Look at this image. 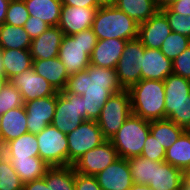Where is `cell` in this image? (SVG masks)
Instances as JSON below:
<instances>
[{
    "label": "cell",
    "instance_id": "6da1fadb",
    "mask_svg": "<svg viewBox=\"0 0 190 190\" xmlns=\"http://www.w3.org/2000/svg\"><path fill=\"white\" fill-rule=\"evenodd\" d=\"M124 89L115 69L90 64L86 70L70 75L61 92L82 95L87 120H97L107 100Z\"/></svg>",
    "mask_w": 190,
    "mask_h": 190
},
{
    "label": "cell",
    "instance_id": "7a4b0ae2",
    "mask_svg": "<svg viewBox=\"0 0 190 190\" xmlns=\"http://www.w3.org/2000/svg\"><path fill=\"white\" fill-rule=\"evenodd\" d=\"M128 92L132 114L148 121L165 119L164 81L141 79Z\"/></svg>",
    "mask_w": 190,
    "mask_h": 190
},
{
    "label": "cell",
    "instance_id": "3957f363",
    "mask_svg": "<svg viewBox=\"0 0 190 190\" xmlns=\"http://www.w3.org/2000/svg\"><path fill=\"white\" fill-rule=\"evenodd\" d=\"M92 30L98 40H132L138 38L139 24L116 6H104L96 10Z\"/></svg>",
    "mask_w": 190,
    "mask_h": 190
},
{
    "label": "cell",
    "instance_id": "277c9868",
    "mask_svg": "<svg viewBox=\"0 0 190 190\" xmlns=\"http://www.w3.org/2000/svg\"><path fill=\"white\" fill-rule=\"evenodd\" d=\"M97 40L92 28L74 35H64L58 57L65 65L69 76L86 70L91 64L90 56L97 44Z\"/></svg>",
    "mask_w": 190,
    "mask_h": 190
},
{
    "label": "cell",
    "instance_id": "5b68a950",
    "mask_svg": "<svg viewBox=\"0 0 190 190\" xmlns=\"http://www.w3.org/2000/svg\"><path fill=\"white\" fill-rule=\"evenodd\" d=\"M150 133V121L131 114L109 140L121 158L140 156Z\"/></svg>",
    "mask_w": 190,
    "mask_h": 190
},
{
    "label": "cell",
    "instance_id": "8992f818",
    "mask_svg": "<svg viewBox=\"0 0 190 190\" xmlns=\"http://www.w3.org/2000/svg\"><path fill=\"white\" fill-rule=\"evenodd\" d=\"M131 114L132 108L128 90L113 94L101 108V114L96 120L103 137L110 140Z\"/></svg>",
    "mask_w": 190,
    "mask_h": 190
},
{
    "label": "cell",
    "instance_id": "52a82bcc",
    "mask_svg": "<svg viewBox=\"0 0 190 190\" xmlns=\"http://www.w3.org/2000/svg\"><path fill=\"white\" fill-rule=\"evenodd\" d=\"M86 120L87 115L84 110L82 95L58 92L55 114L51 125L67 135Z\"/></svg>",
    "mask_w": 190,
    "mask_h": 190
},
{
    "label": "cell",
    "instance_id": "ba28073f",
    "mask_svg": "<svg viewBox=\"0 0 190 190\" xmlns=\"http://www.w3.org/2000/svg\"><path fill=\"white\" fill-rule=\"evenodd\" d=\"M39 157L50 167L68 165V140L64 132L53 125L36 134Z\"/></svg>",
    "mask_w": 190,
    "mask_h": 190
},
{
    "label": "cell",
    "instance_id": "9c48e42d",
    "mask_svg": "<svg viewBox=\"0 0 190 190\" xmlns=\"http://www.w3.org/2000/svg\"><path fill=\"white\" fill-rule=\"evenodd\" d=\"M68 140V165H73L84 153L100 146L106 139L95 120L83 121L66 135Z\"/></svg>",
    "mask_w": 190,
    "mask_h": 190
},
{
    "label": "cell",
    "instance_id": "30bf717a",
    "mask_svg": "<svg viewBox=\"0 0 190 190\" xmlns=\"http://www.w3.org/2000/svg\"><path fill=\"white\" fill-rule=\"evenodd\" d=\"M144 50L145 47L138 38L127 40L124 51L115 68L118 81L124 90H128L141 80Z\"/></svg>",
    "mask_w": 190,
    "mask_h": 190
},
{
    "label": "cell",
    "instance_id": "8fae6325",
    "mask_svg": "<svg viewBox=\"0 0 190 190\" xmlns=\"http://www.w3.org/2000/svg\"><path fill=\"white\" fill-rule=\"evenodd\" d=\"M118 158V151L106 140L100 146L84 153L72 166L77 173L95 176Z\"/></svg>",
    "mask_w": 190,
    "mask_h": 190
},
{
    "label": "cell",
    "instance_id": "7c38bea8",
    "mask_svg": "<svg viewBox=\"0 0 190 190\" xmlns=\"http://www.w3.org/2000/svg\"><path fill=\"white\" fill-rule=\"evenodd\" d=\"M9 82L21 92L24 103L58 94L54 87L32 67L11 78Z\"/></svg>",
    "mask_w": 190,
    "mask_h": 190
},
{
    "label": "cell",
    "instance_id": "4fadbf2b",
    "mask_svg": "<svg viewBox=\"0 0 190 190\" xmlns=\"http://www.w3.org/2000/svg\"><path fill=\"white\" fill-rule=\"evenodd\" d=\"M27 113V129L32 134L40 133L51 125L56 108V95L37 98L24 103Z\"/></svg>",
    "mask_w": 190,
    "mask_h": 190
},
{
    "label": "cell",
    "instance_id": "5bb4252c",
    "mask_svg": "<svg viewBox=\"0 0 190 190\" xmlns=\"http://www.w3.org/2000/svg\"><path fill=\"white\" fill-rule=\"evenodd\" d=\"M95 176L102 190H129L134 184L128 159L121 157Z\"/></svg>",
    "mask_w": 190,
    "mask_h": 190
},
{
    "label": "cell",
    "instance_id": "9a60e30c",
    "mask_svg": "<svg viewBox=\"0 0 190 190\" xmlns=\"http://www.w3.org/2000/svg\"><path fill=\"white\" fill-rule=\"evenodd\" d=\"M98 8L62 5L58 27L64 35H74L92 28L95 12Z\"/></svg>",
    "mask_w": 190,
    "mask_h": 190
},
{
    "label": "cell",
    "instance_id": "2e32d148",
    "mask_svg": "<svg viewBox=\"0 0 190 190\" xmlns=\"http://www.w3.org/2000/svg\"><path fill=\"white\" fill-rule=\"evenodd\" d=\"M170 33L166 16L158 10L149 20L139 24L138 39L146 48L160 49Z\"/></svg>",
    "mask_w": 190,
    "mask_h": 190
},
{
    "label": "cell",
    "instance_id": "e0dca14e",
    "mask_svg": "<svg viewBox=\"0 0 190 190\" xmlns=\"http://www.w3.org/2000/svg\"><path fill=\"white\" fill-rule=\"evenodd\" d=\"M172 73V61L160 49L145 47L142 57L141 79L164 81Z\"/></svg>",
    "mask_w": 190,
    "mask_h": 190
},
{
    "label": "cell",
    "instance_id": "ac0fdd59",
    "mask_svg": "<svg viewBox=\"0 0 190 190\" xmlns=\"http://www.w3.org/2000/svg\"><path fill=\"white\" fill-rule=\"evenodd\" d=\"M63 37L64 33L58 26H50L40 36L32 40L30 46L32 60L58 57Z\"/></svg>",
    "mask_w": 190,
    "mask_h": 190
},
{
    "label": "cell",
    "instance_id": "d6986e66",
    "mask_svg": "<svg viewBox=\"0 0 190 190\" xmlns=\"http://www.w3.org/2000/svg\"><path fill=\"white\" fill-rule=\"evenodd\" d=\"M126 42L127 40L116 38L97 40L90 56V63L98 67L115 69Z\"/></svg>",
    "mask_w": 190,
    "mask_h": 190
},
{
    "label": "cell",
    "instance_id": "ffe728a7",
    "mask_svg": "<svg viewBox=\"0 0 190 190\" xmlns=\"http://www.w3.org/2000/svg\"><path fill=\"white\" fill-rule=\"evenodd\" d=\"M27 113L24 105L9 110L1 115L0 144L3 147L7 142L28 132Z\"/></svg>",
    "mask_w": 190,
    "mask_h": 190
},
{
    "label": "cell",
    "instance_id": "44dd1931",
    "mask_svg": "<svg viewBox=\"0 0 190 190\" xmlns=\"http://www.w3.org/2000/svg\"><path fill=\"white\" fill-rule=\"evenodd\" d=\"M148 186L153 190H184L183 171L167 162L154 161L153 181Z\"/></svg>",
    "mask_w": 190,
    "mask_h": 190
},
{
    "label": "cell",
    "instance_id": "7402d4cb",
    "mask_svg": "<svg viewBox=\"0 0 190 190\" xmlns=\"http://www.w3.org/2000/svg\"><path fill=\"white\" fill-rule=\"evenodd\" d=\"M164 91L165 118L168 119L190 94V80L172 73L164 80Z\"/></svg>",
    "mask_w": 190,
    "mask_h": 190
},
{
    "label": "cell",
    "instance_id": "603a6c76",
    "mask_svg": "<svg viewBox=\"0 0 190 190\" xmlns=\"http://www.w3.org/2000/svg\"><path fill=\"white\" fill-rule=\"evenodd\" d=\"M32 68L37 74L44 77L57 92L64 90L69 74L59 57L33 60Z\"/></svg>",
    "mask_w": 190,
    "mask_h": 190
},
{
    "label": "cell",
    "instance_id": "cb8c5ba5",
    "mask_svg": "<svg viewBox=\"0 0 190 190\" xmlns=\"http://www.w3.org/2000/svg\"><path fill=\"white\" fill-rule=\"evenodd\" d=\"M1 58L8 80L32 67L30 49H1Z\"/></svg>",
    "mask_w": 190,
    "mask_h": 190
},
{
    "label": "cell",
    "instance_id": "d4e9b609",
    "mask_svg": "<svg viewBox=\"0 0 190 190\" xmlns=\"http://www.w3.org/2000/svg\"><path fill=\"white\" fill-rule=\"evenodd\" d=\"M30 16L38 17L49 26H58L62 2L60 0H24Z\"/></svg>",
    "mask_w": 190,
    "mask_h": 190
},
{
    "label": "cell",
    "instance_id": "484cf974",
    "mask_svg": "<svg viewBox=\"0 0 190 190\" xmlns=\"http://www.w3.org/2000/svg\"><path fill=\"white\" fill-rule=\"evenodd\" d=\"M13 169L25 184L27 182L43 178L48 166L40 157L8 158Z\"/></svg>",
    "mask_w": 190,
    "mask_h": 190
},
{
    "label": "cell",
    "instance_id": "4316f807",
    "mask_svg": "<svg viewBox=\"0 0 190 190\" xmlns=\"http://www.w3.org/2000/svg\"><path fill=\"white\" fill-rule=\"evenodd\" d=\"M2 152L7 158L39 157L36 134L27 132L24 135L7 142L2 147Z\"/></svg>",
    "mask_w": 190,
    "mask_h": 190
},
{
    "label": "cell",
    "instance_id": "83f0119b",
    "mask_svg": "<svg viewBox=\"0 0 190 190\" xmlns=\"http://www.w3.org/2000/svg\"><path fill=\"white\" fill-rule=\"evenodd\" d=\"M115 6L138 24L146 22L159 10L153 0H117Z\"/></svg>",
    "mask_w": 190,
    "mask_h": 190
},
{
    "label": "cell",
    "instance_id": "f1b7e54d",
    "mask_svg": "<svg viewBox=\"0 0 190 190\" xmlns=\"http://www.w3.org/2000/svg\"><path fill=\"white\" fill-rule=\"evenodd\" d=\"M164 162L184 171L190 166V131L186 130L174 144L166 149Z\"/></svg>",
    "mask_w": 190,
    "mask_h": 190
},
{
    "label": "cell",
    "instance_id": "f546056e",
    "mask_svg": "<svg viewBox=\"0 0 190 190\" xmlns=\"http://www.w3.org/2000/svg\"><path fill=\"white\" fill-rule=\"evenodd\" d=\"M32 39L21 26L0 25L1 49H30Z\"/></svg>",
    "mask_w": 190,
    "mask_h": 190
},
{
    "label": "cell",
    "instance_id": "4dcf8cb0",
    "mask_svg": "<svg viewBox=\"0 0 190 190\" xmlns=\"http://www.w3.org/2000/svg\"><path fill=\"white\" fill-rule=\"evenodd\" d=\"M185 131L167 118L150 121V133L165 149L174 144Z\"/></svg>",
    "mask_w": 190,
    "mask_h": 190
},
{
    "label": "cell",
    "instance_id": "1f68e13d",
    "mask_svg": "<svg viewBox=\"0 0 190 190\" xmlns=\"http://www.w3.org/2000/svg\"><path fill=\"white\" fill-rule=\"evenodd\" d=\"M128 162L134 184L149 185L153 181L154 161L140 155L129 158Z\"/></svg>",
    "mask_w": 190,
    "mask_h": 190
},
{
    "label": "cell",
    "instance_id": "d6a6232c",
    "mask_svg": "<svg viewBox=\"0 0 190 190\" xmlns=\"http://www.w3.org/2000/svg\"><path fill=\"white\" fill-rule=\"evenodd\" d=\"M50 190H75L73 166L50 167Z\"/></svg>",
    "mask_w": 190,
    "mask_h": 190
},
{
    "label": "cell",
    "instance_id": "836d02e7",
    "mask_svg": "<svg viewBox=\"0 0 190 190\" xmlns=\"http://www.w3.org/2000/svg\"><path fill=\"white\" fill-rule=\"evenodd\" d=\"M24 183L13 169L10 160L2 152L0 155V190H22Z\"/></svg>",
    "mask_w": 190,
    "mask_h": 190
},
{
    "label": "cell",
    "instance_id": "e575fe53",
    "mask_svg": "<svg viewBox=\"0 0 190 190\" xmlns=\"http://www.w3.org/2000/svg\"><path fill=\"white\" fill-rule=\"evenodd\" d=\"M190 45V38L172 32L166 37L160 48L161 52L171 61Z\"/></svg>",
    "mask_w": 190,
    "mask_h": 190
},
{
    "label": "cell",
    "instance_id": "d590c367",
    "mask_svg": "<svg viewBox=\"0 0 190 190\" xmlns=\"http://www.w3.org/2000/svg\"><path fill=\"white\" fill-rule=\"evenodd\" d=\"M24 105L21 92L8 82L0 91V115Z\"/></svg>",
    "mask_w": 190,
    "mask_h": 190
},
{
    "label": "cell",
    "instance_id": "8d00e7d4",
    "mask_svg": "<svg viewBox=\"0 0 190 190\" xmlns=\"http://www.w3.org/2000/svg\"><path fill=\"white\" fill-rule=\"evenodd\" d=\"M29 16L24 0H10L4 23L23 27Z\"/></svg>",
    "mask_w": 190,
    "mask_h": 190
},
{
    "label": "cell",
    "instance_id": "74e56055",
    "mask_svg": "<svg viewBox=\"0 0 190 190\" xmlns=\"http://www.w3.org/2000/svg\"><path fill=\"white\" fill-rule=\"evenodd\" d=\"M160 11L166 16L172 32L190 38V15L175 13L169 7Z\"/></svg>",
    "mask_w": 190,
    "mask_h": 190
},
{
    "label": "cell",
    "instance_id": "f35d334b",
    "mask_svg": "<svg viewBox=\"0 0 190 190\" xmlns=\"http://www.w3.org/2000/svg\"><path fill=\"white\" fill-rule=\"evenodd\" d=\"M166 155V149L161 145L155 137L149 133L146 141L144 142V147L141 156L148 158L151 161L164 162Z\"/></svg>",
    "mask_w": 190,
    "mask_h": 190
},
{
    "label": "cell",
    "instance_id": "ab89813d",
    "mask_svg": "<svg viewBox=\"0 0 190 190\" xmlns=\"http://www.w3.org/2000/svg\"><path fill=\"white\" fill-rule=\"evenodd\" d=\"M179 127L190 131V94L168 118Z\"/></svg>",
    "mask_w": 190,
    "mask_h": 190
},
{
    "label": "cell",
    "instance_id": "60d3db41",
    "mask_svg": "<svg viewBox=\"0 0 190 190\" xmlns=\"http://www.w3.org/2000/svg\"><path fill=\"white\" fill-rule=\"evenodd\" d=\"M173 74L190 80V45L172 61Z\"/></svg>",
    "mask_w": 190,
    "mask_h": 190
},
{
    "label": "cell",
    "instance_id": "b9f144b4",
    "mask_svg": "<svg viewBox=\"0 0 190 190\" xmlns=\"http://www.w3.org/2000/svg\"><path fill=\"white\" fill-rule=\"evenodd\" d=\"M49 27V24L34 16H29L28 20L23 26L24 30L29 34L32 40L40 36Z\"/></svg>",
    "mask_w": 190,
    "mask_h": 190
},
{
    "label": "cell",
    "instance_id": "7bdbcfd3",
    "mask_svg": "<svg viewBox=\"0 0 190 190\" xmlns=\"http://www.w3.org/2000/svg\"><path fill=\"white\" fill-rule=\"evenodd\" d=\"M75 190H102L96 176L75 172Z\"/></svg>",
    "mask_w": 190,
    "mask_h": 190
},
{
    "label": "cell",
    "instance_id": "ee69618b",
    "mask_svg": "<svg viewBox=\"0 0 190 190\" xmlns=\"http://www.w3.org/2000/svg\"><path fill=\"white\" fill-rule=\"evenodd\" d=\"M22 190H50V167L43 178L25 183Z\"/></svg>",
    "mask_w": 190,
    "mask_h": 190
},
{
    "label": "cell",
    "instance_id": "f6af8a7d",
    "mask_svg": "<svg viewBox=\"0 0 190 190\" xmlns=\"http://www.w3.org/2000/svg\"><path fill=\"white\" fill-rule=\"evenodd\" d=\"M169 8L178 14L190 15V0H177Z\"/></svg>",
    "mask_w": 190,
    "mask_h": 190
},
{
    "label": "cell",
    "instance_id": "bcb514c9",
    "mask_svg": "<svg viewBox=\"0 0 190 190\" xmlns=\"http://www.w3.org/2000/svg\"><path fill=\"white\" fill-rule=\"evenodd\" d=\"M62 5L75 7H100L96 0H60Z\"/></svg>",
    "mask_w": 190,
    "mask_h": 190
},
{
    "label": "cell",
    "instance_id": "7dc6e473",
    "mask_svg": "<svg viewBox=\"0 0 190 190\" xmlns=\"http://www.w3.org/2000/svg\"><path fill=\"white\" fill-rule=\"evenodd\" d=\"M10 0H0V25L4 23L6 19V12L9 6Z\"/></svg>",
    "mask_w": 190,
    "mask_h": 190
},
{
    "label": "cell",
    "instance_id": "c3c4849f",
    "mask_svg": "<svg viewBox=\"0 0 190 190\" xmlns=\"http://www.w3.org/2000/svg\"><path fill=\"white\" fill-rule=\"evenodd\" d=\"M184 190H190V166L183 171Z\"/></svg>",
    "mask_w": 190,
    "mask_h": 190
},
{
    "label": "cell",
    "instance_id": "681fc988",
    "mask_svg": "<svg viewBox=\"0 0 190 190\" xmlns=\"http://www.w3.org/2000/svg\"><path fill=\"white\" fill-rule=\"evenodd\" d=\"M153 1L158 6L159 10H163L165 8H168L170 5H172L177 0H153Z\"/></svg>",
    "mask_w": 190,
    "mask_h": 190
},
{
    "label": "cell",
    "instance_id": "f907efd6",
    "mask_svg": "<svg viewBox=\"0 0 190 190\" xmlns=\"http://www.w3.org/2000/svg\"><path fill=\"white\" fill-rule=\"evenodd\" d=\"M117 0H96L100 7L104 6H115Z\"/></svg>",
    "mask_w": 190,
    "mask_h": 190
},
{
    "label": "cell",
    "instance_id": "816d5d0a",
    "mask_svg": "<svg viewBox=\"0 0 190 190\" xmlns=\"http://www.w3.org/2000/svg\"><path fill=\"white\" fill-rule=\"evenodd\" d=\"M9 82L7 77L4 75L2 71H0V91L5 87V85Z\"/></svg>",
    "mask_w": 190,
    "mask_h": 190
},
{
    "label": "cell",
    "instance_id": "f5cc1de1",
    "mask_svg": "<svg viewBox=\"0 0 190 190\" xmlns=\"http://www.w3.org/2000/svg\"><path fill=\"white\" fill-rule=\"evenodd\" d=\"M129 190H153L148 185L133 184Z\"/></svg>",
    "mask_w": 190,
    "mask_h": 190
},
{
    "label": "cell",
    "instance_id": "db71d44e",
    "mask_svg": "<svg viewBox=\"0 0 190 190\" xmlns=\"http://www.w3.org/2000/svg\"><path fill=\"white\" fill-rule=\"evenodd\" d=\"M0 71H2L4 73V65L2 62V58H1V48H0Z\"/></svg>",
    "mask_w": 190,
    "mask_h": 190
},
{
    "label": "cell",
    "instance_id": "11a10c76",
    "mask_svg": "<svg viewBox=\"0 0 190 190\" xmlns=\"http://www.w3.org/2000/svg\"><path fill=\"white\" fill-rule=\"evenodd\" d=\"M2 154V146H1V144H0V155Z\"/></svg>",
    "mask_w": 190,
    "mask_h": 190
}]
</instances>
